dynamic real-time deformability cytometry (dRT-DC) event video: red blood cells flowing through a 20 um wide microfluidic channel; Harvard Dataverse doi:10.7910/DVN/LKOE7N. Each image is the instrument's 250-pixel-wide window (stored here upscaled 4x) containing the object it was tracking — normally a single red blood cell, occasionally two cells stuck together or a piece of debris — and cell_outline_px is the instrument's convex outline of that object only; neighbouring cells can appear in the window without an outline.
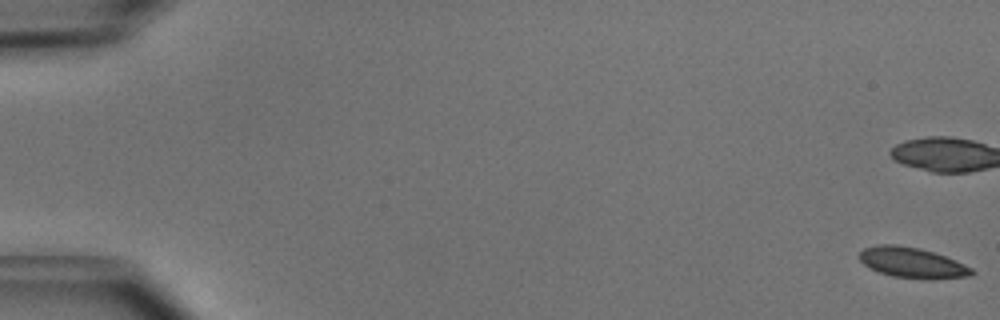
{"species": "common noctule bat (a hibernating species)", "species_latin": "Nyctalus noctula", "temperature_condition": "cold", "stored_images_in_passage": 12, "camera_frame_rate_fps": 3000, "um_per_image_px": 0.085, "animal": {"sex": "male", "body_mass_g": 15.6}, "frame": {"image": 1, "passage_image": 1, "time_ms": 0.0, "image_size_px": [1000, 320], "cell_outline_px": [[976, 272], [972, 276], [924, 280], [892, 276], [880, 272], [864, 264], [860, 260], [860, 252], [864, 248], [876, 244], [896, 244], [920, 248], [944, 256], [964, 264], [972, 268]], "centroid_in_image_um": [77.56, 22.33], "position_along_channel_um": 7.4, "area_um2": 20.0}}